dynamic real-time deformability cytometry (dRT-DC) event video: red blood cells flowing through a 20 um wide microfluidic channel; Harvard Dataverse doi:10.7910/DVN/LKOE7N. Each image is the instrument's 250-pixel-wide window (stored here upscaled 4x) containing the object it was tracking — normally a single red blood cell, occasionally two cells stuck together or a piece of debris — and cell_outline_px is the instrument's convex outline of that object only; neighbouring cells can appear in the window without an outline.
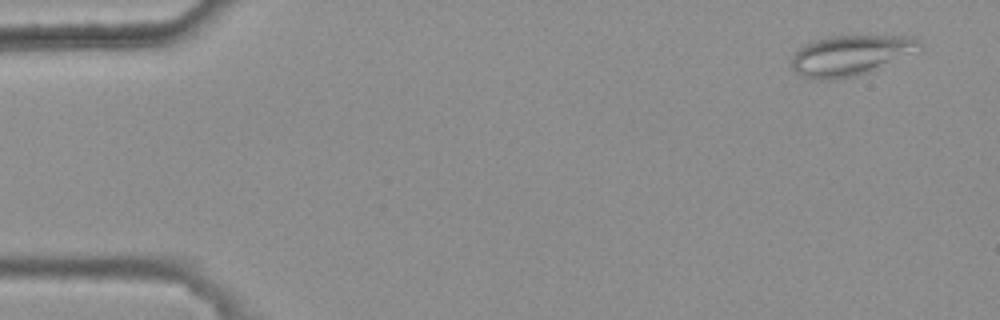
{"species": "common noctule bat (a hibernating species)", "species_latin": "Nyctalus noctula", "temperature_condition": "warm", "stored_images_in_passage": 5, "camera_frame_rate_fps": 3000, "um_per_image_px": 0.085, "animal": {"sex": "female", "body_mass_g": 25.1}, "frame": {"image": 1, "passage_image": 1, "time_ms": 0.0, "image_size_px": [1000, 320], "cell_outline_px": [[920, 44], [872, 72], [856, 76], [832, 80], [812, 80], [800, 76], [792, 68], [792, 56], [804, 44], [816, 40], [832, 36], [912, 36], [920, 40]], "centroid_in_image_um": [72.14, 4.73], "position_along_channel_um": 12.9, "area_um2": 29.3}}